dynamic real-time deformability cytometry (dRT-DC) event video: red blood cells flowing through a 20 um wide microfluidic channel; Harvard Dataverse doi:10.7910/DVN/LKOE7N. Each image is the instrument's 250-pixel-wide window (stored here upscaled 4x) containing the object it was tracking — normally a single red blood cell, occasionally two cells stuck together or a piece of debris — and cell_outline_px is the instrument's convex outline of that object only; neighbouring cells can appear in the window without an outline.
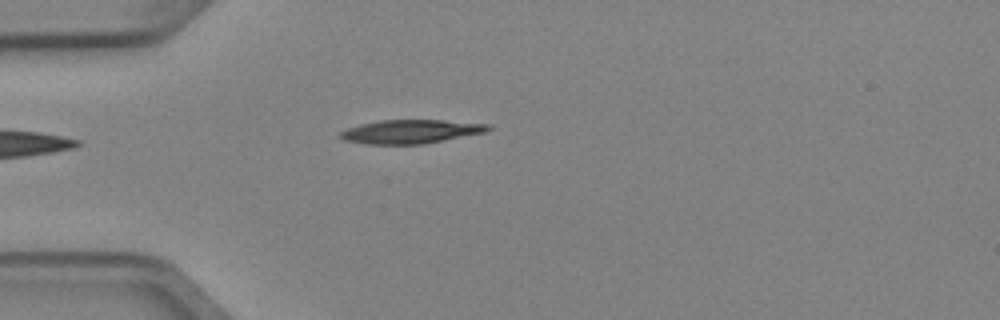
{"species": "Egyptian fruit bat (a non-hibernating species)", "species_latin": "Rousettus aegyptiacus", "temperature_condition": "cold", "stored_images_in_passage": 3, "camera_frame_rate_fps": 3000, "um_per_image_px": 0.085, "animal": {"sex": "female"}, "frame": {"image": 1, "passage_image": 3, "time_ms": 0.667, "image_size_px": [1000, 320], "cell_outline_px": [[492, 128], [488, 132], [424, 144], [364, 144], [344, 140], [336, 136], [340, 132], [348, 128], [360, 124], [380, 120], [444, 120], [492, 124]], "centroid_in_image_um": [34.95, 11.18], "position_along_channel_um": 50.1, "area_um2": 20.75}}